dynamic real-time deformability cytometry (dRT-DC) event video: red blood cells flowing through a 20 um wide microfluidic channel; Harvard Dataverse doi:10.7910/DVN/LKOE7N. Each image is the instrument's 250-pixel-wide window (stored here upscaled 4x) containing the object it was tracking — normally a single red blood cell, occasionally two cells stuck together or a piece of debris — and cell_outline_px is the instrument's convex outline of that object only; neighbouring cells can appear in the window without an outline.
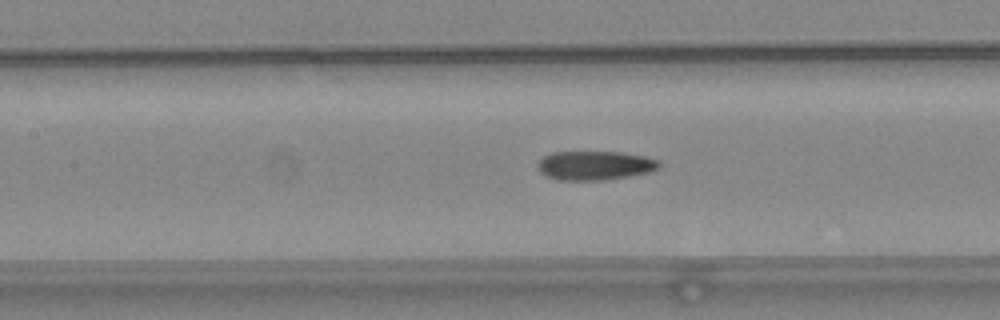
{"species": "common noctule bat (a hibernating species)", "species_latin": "Nyctalus noctula", "temperature_condition": "warm", "stored_images_in_passage": 29, "camera_frame_rate_fps": 3000, "um_per_image_px": 0.085, "animal": {"sex": "female", "body_mass_g": 24.6, "forearm_length_mm": 56.2}, "frame": {"image": 1, "passage_image": 10, "time_ms": 3.0, "image_size_px": [1000, 320], "cell_outline_px": [[660, 168], [648, 172], [628, 176], [604, 180], [560, 180], [544, 176], [536, 168], [536, 164], [544, 156], [552, 152], [620, 152], [644, 156], [660, 160]], "centroid_in_image_um": [50.53, 14.06], "position_along_channel_um": 156.9, "area_um2": 20.69}}
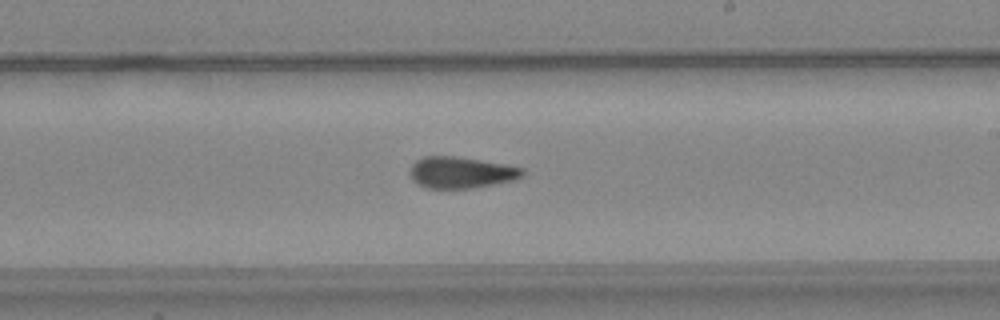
{"frame": {"image": 2, "passage_image": 17, "time_ms": 5.333, "image_size_px": [1000, 320], "cell_outline_px": [[524, 176], [516, 180], [472, 188], [428, 188], [412, 180], [408, 172], [412, 164], [416, 160], [424, 156], [456, 156], [504, 164], [524, 168]], "centroid_in_image_um": [39.19, 14.66], "position_along_channel_um": 249.8, "area_um2": 20.69}}
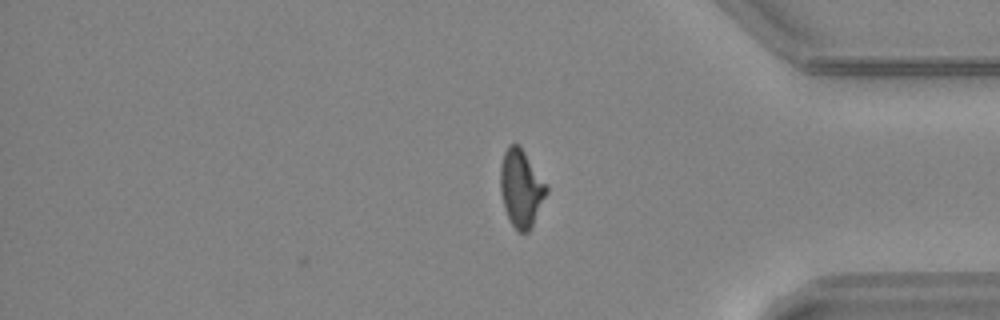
{"frame": {"image": 3, "passage_image": 29, "time_ms": 9.333, "image_size_px": [1000, 320], "cell_outline_px": [[548, 192], [532, 228], [528, 232], [520, 232], [512, 224], [504, 208], [500, 192], [500, 168], [504, 152], [508, 144], [520, 144], [548, 184]], "centroid_in_image_um": [44.32, 15.97], "position_along_channel_um": 390.9, "area_um2": 21.21}, "authors_computed_cell_mechanics": {"area_um2": 21.0392, "velocity_mm_per_s": 3.9963, "shape_relaxation_time_tau1_ms": null, "shape_relaxation_time_tau2_ms": 2.4995, "deformation_change_tau1": null, "deformation_change_tau2": 0.1034}}